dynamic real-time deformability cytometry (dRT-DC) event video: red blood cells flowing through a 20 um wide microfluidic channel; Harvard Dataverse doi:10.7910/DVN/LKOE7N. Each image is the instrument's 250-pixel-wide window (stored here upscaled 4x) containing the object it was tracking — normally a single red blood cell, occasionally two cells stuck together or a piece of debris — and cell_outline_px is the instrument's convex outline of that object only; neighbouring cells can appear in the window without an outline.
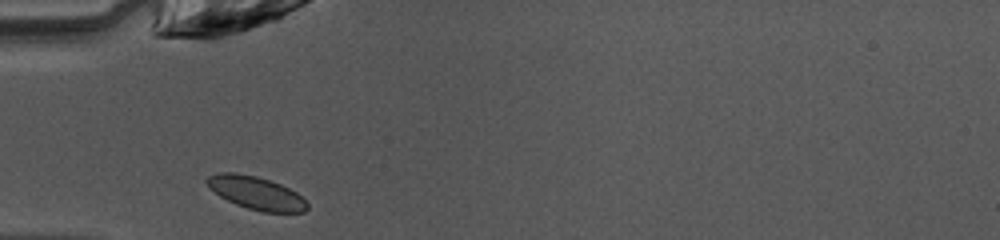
{"species": "common noctule bat (a hibernating species)", "species_latin": "Nyctalus noctula", "temperature_condition": "warm", "stored_images_in_passage": 28, "camera_frame_rate_fps": 3000, "um_per_image_px": 0.085, "animal": {"sex": "female", "body_mass_g": 10.0, "forearm_length_mm": 53.1}, "frame": {"image": 1, "passage_image": 1, "time_ms": 0.0, "image_size_px": [1000, 240], "cell_outline_px": [[308, 208], [304, 212], [264, 212], [248, 208], [236, 204], [220, 196], [204, 180], [208, 176], [216, 172], [236, 172], [256, 176], [280, 184], [296, 192], [308, 204]], "centroid_in_image_um": [21.77, 16.39], "position_along_channel_um": 63.2, "area_um2": 19.02}}
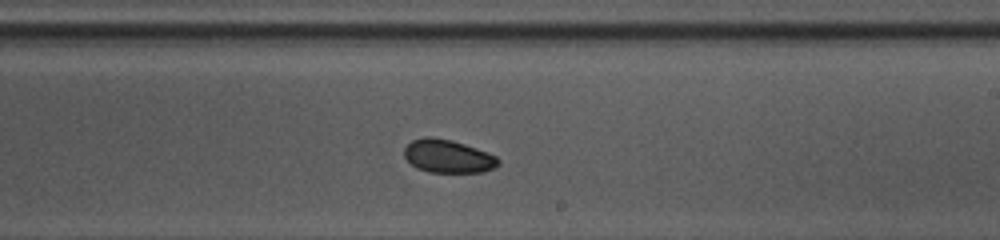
{"frame": {"image": 2, "passage_image": 15, "time_ms": 4.667, "image_size_px": [1000, 240], "cell_outline_px": [[500, 164], [484, 172], [428, 172], [416, 168], [404, 156], [404, 148], [412, 140], [424, 136], [432, 136], [452, 140], [488, 152], [496, 156], [500, 160]], "centroid_in_image_um": [38.07, 13.27], "position_along_channel_um": 250.9, "area_um2": 18.26}}
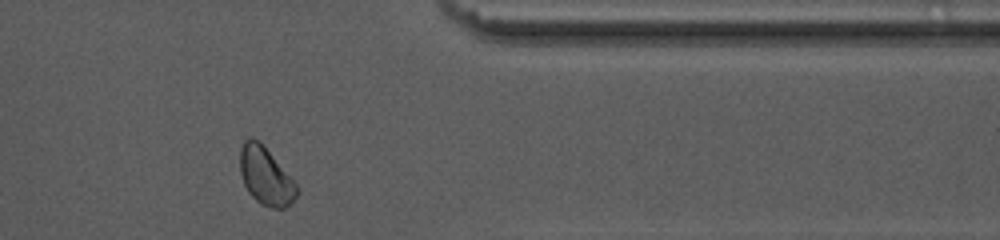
{"frame": {"image": 3, "passage_image": 26, "time_ms": 8.333, "image_size_px": [1000, 240], "cell_outline_px": [[296, 196], [284, 208], [268, 208], [260, 204], [248, 192], [244, 184], [240, 172], [240, 148], [244, 140], [260, 140], [296, 184]], "centroid_in_image_um": [22.55, 14.97], "position_along_channel_um": 388.9, "area_um2": 18.73}, "authors_computed_cell_mechanics": {"area_um2": 18.496, "velocity_mm_per_s": 4.0664, "shape_relaxation_time_tau1_ms": 2.7534, "shape_relaxation_time_tau2_ms": 7.3404, "deformation_change_tau1": 0.0452, "deformation_change_tau2": 0.0909}}